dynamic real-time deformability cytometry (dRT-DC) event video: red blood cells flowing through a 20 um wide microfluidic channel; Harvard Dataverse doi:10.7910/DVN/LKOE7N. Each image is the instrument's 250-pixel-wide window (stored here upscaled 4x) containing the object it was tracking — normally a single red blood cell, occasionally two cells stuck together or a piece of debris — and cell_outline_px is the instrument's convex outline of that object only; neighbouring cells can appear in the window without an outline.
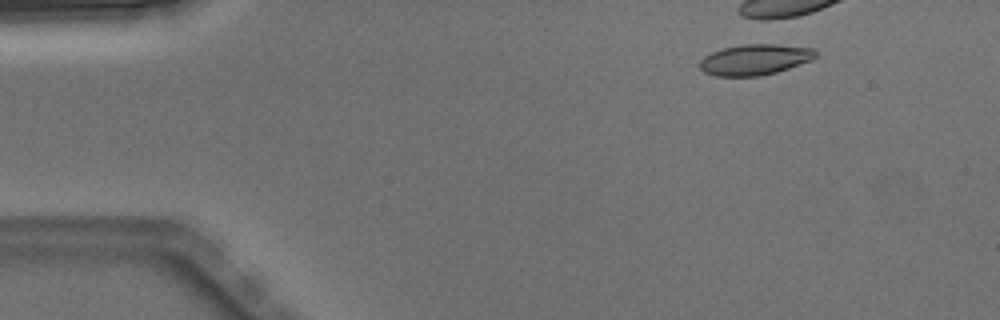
{"species": "Egyptian fruit bat (a non-hibernating species)", "species_latin": "Rousettus aegyptiacus", "temperature_condition": "warm", "stored_images_in_passage": 3, "segment_of_instrument_passage": [2, 2], "camera_frame_rate_fps": 3000, "um_per_image_px": 0.085, "animal": {"sex": "male"}, "frame": {"image": 1, "passage_image": 3, "time_ms": 0.667, "image_size_px": [1000, 320], "cell_outline_px": [[816, 56], [812, 60], [776, 72], [760, 76], [716, 76], [704, 72], [700, 68], [700, 60], [704, 56], [712, 52], [724, 48], [744, 44], [776, 44], [816, 48]], "centroid_in_image_um": [64.18, 5.06], "position_along_channel_um": 20.8, "area_um2": 20.75}}